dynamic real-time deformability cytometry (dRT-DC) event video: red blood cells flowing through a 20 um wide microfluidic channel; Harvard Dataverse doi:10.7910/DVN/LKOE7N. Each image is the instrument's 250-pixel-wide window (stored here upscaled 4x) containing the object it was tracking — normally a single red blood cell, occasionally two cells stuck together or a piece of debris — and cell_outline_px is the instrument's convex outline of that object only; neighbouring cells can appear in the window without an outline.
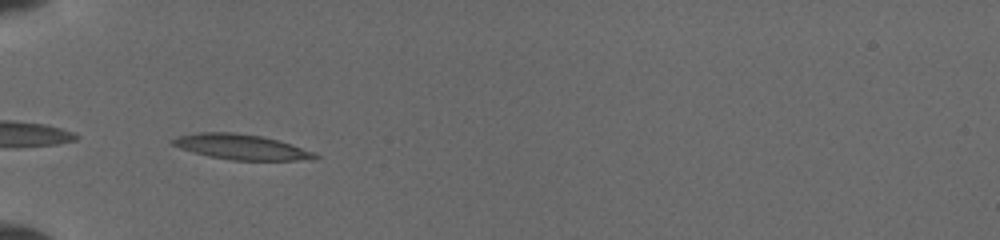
{"species": "common noctule bat (a hibernating species)", "species_latin": "Nyctalus noctula", "temperature_condition": "cold", "stored_images_in_passage": 30, "camera_frame_rate_fps": 3000, "um_per_image_px": 0.085, "animal": {"sex": "female", "body_mass_g": 19.5, "forearm_length_mm": 54.1}, "frame": {"image": 1, "passage_image": 8, "time_ms": 3.667, "image_size_px": [1000, 240], "cell_outline_px": [[320, 156], [312, 160], [232, 160], [208, 156], [192, 152], [180, 148], [172, 144], [168, 140], [180, 136], [196, 132], [236, 132], [260, 136], [292, 144], [312, 152]], "centroid_in_image_um": [20.46, 12.49], "position_along_channel_um": 64.5, "area_um2": 20.87}}
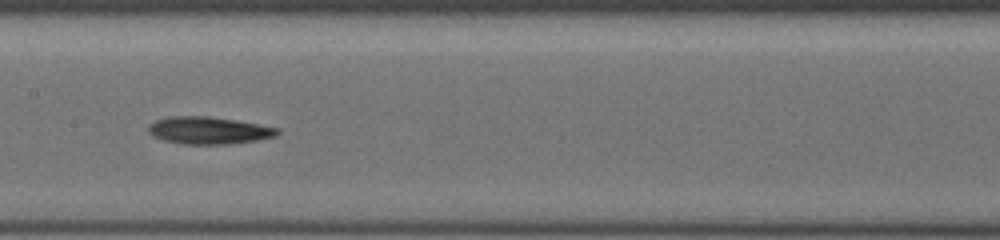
{"frame": {"image": 2, "passage_image": 15, "time_ms": 7.0, "image_size_px": [1000, 240], "cell_outline_px": [[280, 132], [276, 136], [256, 140], [228, 144], [180, 144], [164, 140], [152, 136], [148, 132], [148, 128], [156, 120], [168, 116], [208, 116], [236, 120], [280, 128]], "centroid_in_image_um": [17.74, 11.08], "position_along_channel_um": 189.7, "area_um2": 20.52}}
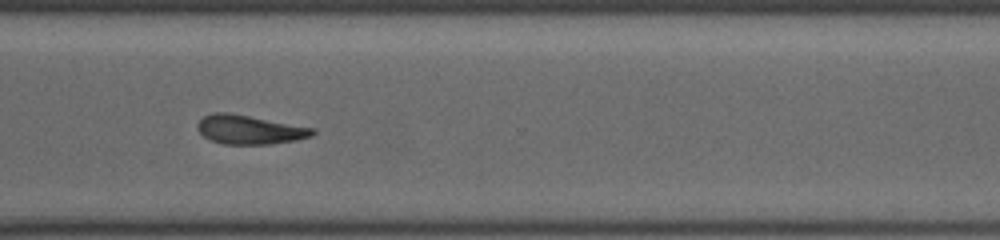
{"frame": {"image": 3, "passage_image": 23, "time_ms": 11.0, "image_size_px": [1000, 240], "cell_outline_px": [[316, 132], [312, 136], [296, 140], [272, 144], [224, 144], [208, 140], [200, 132], [196, 124], [204, 116], [212, 112], [224, 112], [248, 116], [316, 128]], "centroid_in_image_um": [21.22, 11.03], "position_along_channel_um": 349.4, "area_um2": 19.42}}